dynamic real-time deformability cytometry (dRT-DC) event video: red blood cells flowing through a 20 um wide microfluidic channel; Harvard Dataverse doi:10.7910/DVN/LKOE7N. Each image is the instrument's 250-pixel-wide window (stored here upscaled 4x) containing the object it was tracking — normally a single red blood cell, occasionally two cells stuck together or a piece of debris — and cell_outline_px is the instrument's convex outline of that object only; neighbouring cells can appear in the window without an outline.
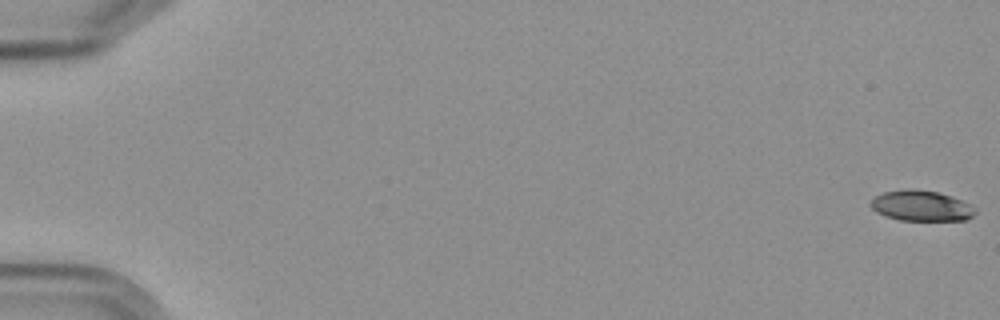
{"species": "Egyptian fruit bat (a non-hibernating species)", "species_latin": "Rousettus aegyptiacus", "temperature_condition": "cold", "stored_images_in_passage": 4, "camera_frame_rate_fps": 3000, "um_per_image_px": 0.085, "frame": {"image": 1, "passage_image": 1, "time_ms": 0.0, "image_size_px": [1000, 320], "cell_outline_px": [[976, 212], [972, 216], [964, 220], [900, 220], [884, 216], [876, 212], [868, 204], [876, 196], [884, 192], [904, 188], [912, 188], [936, 192], [952, 196], [976, 208]], "centroid_in_image_um": [78.27, 17.49], "position_along_channel_um": 6.7, "area_um2": 18.61}}